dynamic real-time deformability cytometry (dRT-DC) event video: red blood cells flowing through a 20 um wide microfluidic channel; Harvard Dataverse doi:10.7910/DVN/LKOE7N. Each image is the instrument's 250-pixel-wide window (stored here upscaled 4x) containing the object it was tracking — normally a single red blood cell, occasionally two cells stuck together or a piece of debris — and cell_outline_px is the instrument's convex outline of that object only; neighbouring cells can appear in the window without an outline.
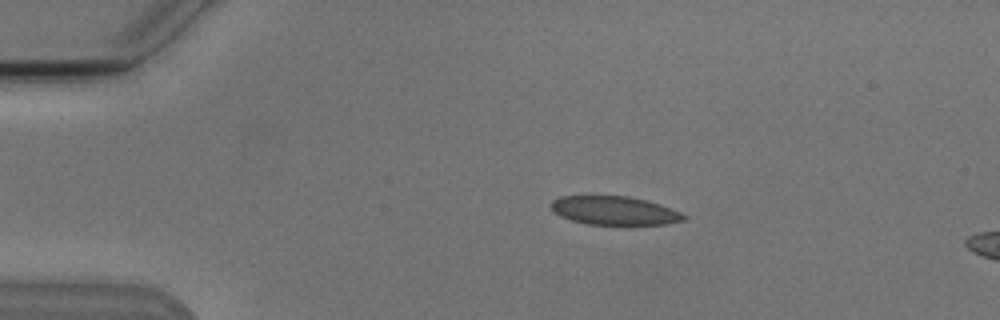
{"species": "Egyptian fruit bat (a non-hibernating species)", "species_latin": "Rousettus aegyptiacus", "temperature_condition": "cold", "stored_images_in_passage": 4, "camera_frame_rate_fps": 3000, "um_per_image_px": 0.085, "animal": {"sex": "male"}, "frame": {"image": 1, "passage_image": 2, "time_ms": 1.333, "image_size_px": [1000, 320], "cell_outline_px": [[688, 216], [684, 220], [664, 224], [588, 224], [572, 220], [560, 216], [552, 208], [552, 200], [560, 196], [628, 196], [660, 204], [680, 212]], "centroid_in_image_um": [52.23, 17.89], "position_along_channel_um": 32.8, "area_um2": 21.79}}